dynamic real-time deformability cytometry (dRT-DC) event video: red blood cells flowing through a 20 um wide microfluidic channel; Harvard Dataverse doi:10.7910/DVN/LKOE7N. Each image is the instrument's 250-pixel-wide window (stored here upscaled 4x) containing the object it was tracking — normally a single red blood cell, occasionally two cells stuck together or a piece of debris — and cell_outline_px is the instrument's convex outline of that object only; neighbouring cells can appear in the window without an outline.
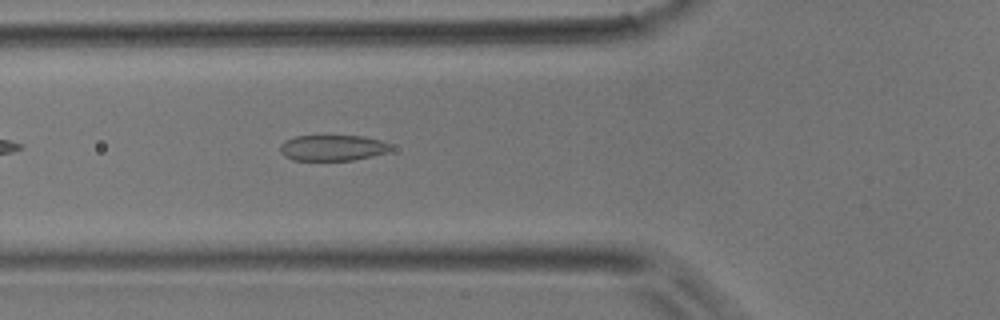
{"species": "common noctule bat (a hibernating species)", "species_latin": "Nyctalus noctula", "temperature_condition": "room temperature", "stored_images_in_passage": 34, "camera_frame_rate_fps": 3000, "um_per_image_px": 0.085, "animal": {"sex": "male", "body_mass_g": 17.9}, "frame": {"image": 1, "passage_image": 4, "time_ms": 1.0, "image_size_px": [1000, 320], "cell_outline_px": [[392, 148], [388, 152], [372, 156], [352, 160], [292, 160], [284, 156], [280, 152], [280, 144], [284, 140], [296, 136], [364, 136], [380, 140], [388, 144]], "centroid_in_image_um": [28.23, 12.56], "position_along_channel_um": 97.6, "area_um2": 16.65}}
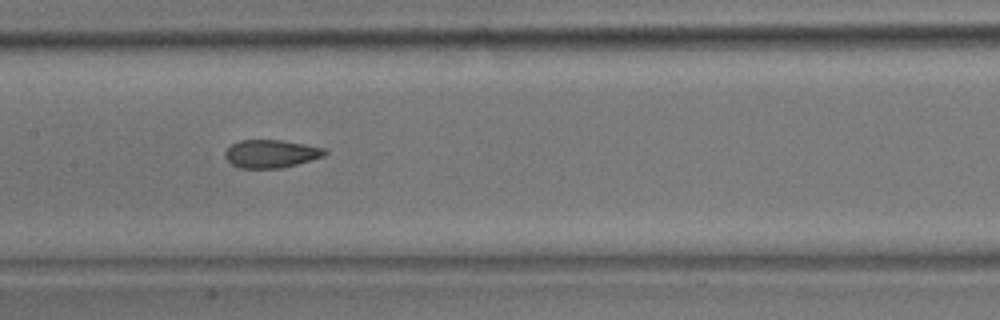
{"frame": {"image": 2, "passage_image": 10, "time_ms": 3.0, "image_size_px": [1000, 320], "cell_outline_px": [[328, 152], [324, 156], [284, 168], [240, 168], [232, 164], [224, 156], [224, 152], [232, 144], [240, 140], [280, 140], [328, 148]], "centroid_in_image_um": [23.07, 13.07], "position_along_channel_um": 184.3, "area_um2": 16.36}}
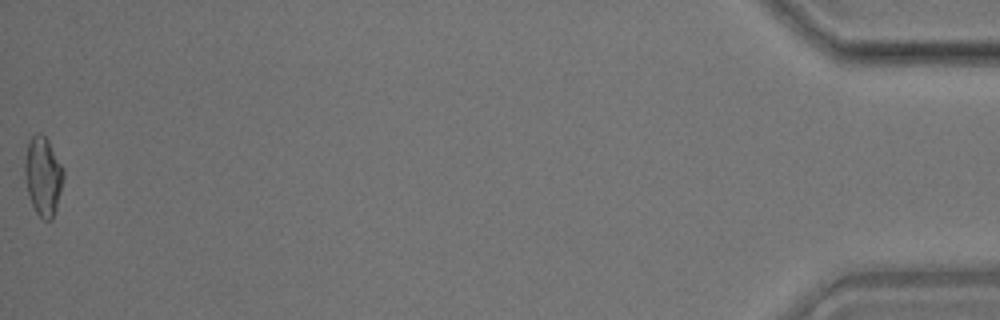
{"frame": {"image": 3, "passage_image": 34, "time_ms": 11.0, "image_size_px": [1000, 320], "cell_outline_px": [[64, 176], [56, 208], [52, 220], [44, 220], [36, 212], [32, 204], [28, 192], [24, 176], [24, 156], [28, 140], [36, 132], [40, 132], [48, 140], [64, 168]], "centroid_in_image_um": [3.65, 14.92], "position_along_channel_um": 431.6, "area_um2": 17.92}}